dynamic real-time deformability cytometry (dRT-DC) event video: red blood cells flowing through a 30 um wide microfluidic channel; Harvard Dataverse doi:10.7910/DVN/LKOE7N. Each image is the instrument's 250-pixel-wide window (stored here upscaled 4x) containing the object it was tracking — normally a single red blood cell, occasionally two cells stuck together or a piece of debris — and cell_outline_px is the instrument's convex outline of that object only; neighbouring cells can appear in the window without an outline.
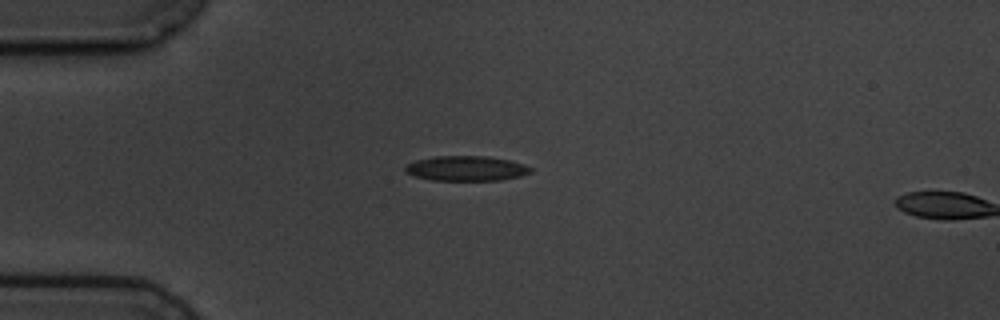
{"species": "common noctule bat (a hibernating species)", "species_latin": "Nyctalus noctula", "temperature_condition": "cold", "stored_images_in_passage": 2, "camera_frame_rate_fps": 3000, "um_per_image_px": 0.085, "animal": {"sex": "male", "body_mass_g": 19.5, "forearm_length_mm": 54.6}, "frame": {"image": 1, "passage_image": 1, "time_ms": 0.0, "image_size_px": [1000, 320], "cell_outline_px": [[532, 172], [520, 176], [500, 180], [432, 180], [416, 176], [408, 172], [404, 168], [408, 164], [416, 160], [436, 156], [488, 156], [508, 160], [524, 164], [532, 168]], "centroid_in_image_um": [39.67, 14.31], "position_along_channel_um": 45.3, "area_um2": 18.03}}